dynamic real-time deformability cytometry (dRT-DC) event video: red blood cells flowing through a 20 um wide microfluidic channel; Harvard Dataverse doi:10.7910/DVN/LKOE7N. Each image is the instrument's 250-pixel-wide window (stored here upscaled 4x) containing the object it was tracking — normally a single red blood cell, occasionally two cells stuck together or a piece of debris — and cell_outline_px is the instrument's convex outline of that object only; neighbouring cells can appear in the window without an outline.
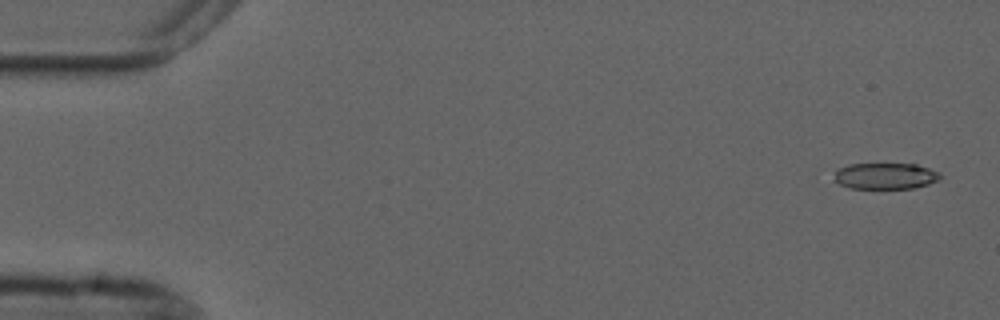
{"species": "common noctule bat (a hibernating species)", "species_latin": "Nyctalus noctula", "temperature_condition": "cold", "stored_images_in_passage": 5, "camera_frame_rate_fps": 3000, "um_per_image_px": 0.085, "animal": {"sex": "male", "forearm_length_mm": 52.5}, "frame": {"image": 1, "passage_image": 1, "time_ms": 0.0, "image_size_px": [1000, 320], "cell_outline_px": [[940, 180], [928, 184], [912, 188], [852, 188], [840, 184], [836, 180], [836, 168], [848, 164], [916, 164], [940, 172]], "centroid_in_image_um": [75.28, 14.95], "position_along_channel_um": 9.7, "area_um2": 16.07}}
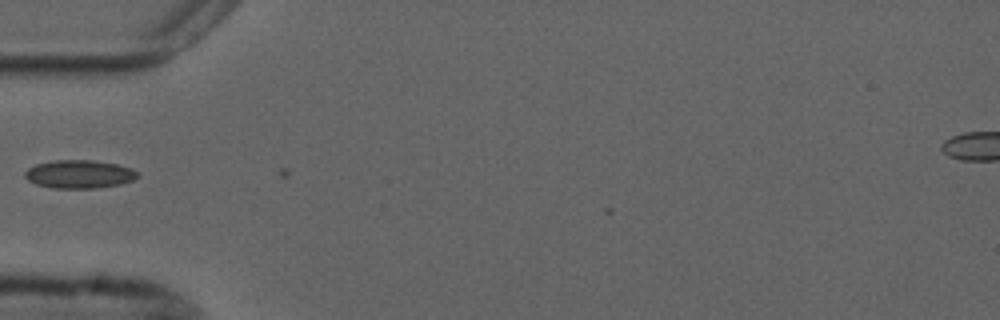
{"frame": {"image": 2, "passage_image": 5, "time_ms": 5.333, "image_size_px": [1000, 320], "cell_outline_px": [[140, 176], [132, 180], [120, 184], [96, 188], [52, 188], [36, 184], [28, 180], [24, 176], [24, 172], [28, 168], [36, 164], [52, 160], [92, 160], [116, 164], [132, 168]], "centroid_in_image_um": [6.72, 14.8], "position_along_channel_um": 78.3, "area_um2": 18.55}}